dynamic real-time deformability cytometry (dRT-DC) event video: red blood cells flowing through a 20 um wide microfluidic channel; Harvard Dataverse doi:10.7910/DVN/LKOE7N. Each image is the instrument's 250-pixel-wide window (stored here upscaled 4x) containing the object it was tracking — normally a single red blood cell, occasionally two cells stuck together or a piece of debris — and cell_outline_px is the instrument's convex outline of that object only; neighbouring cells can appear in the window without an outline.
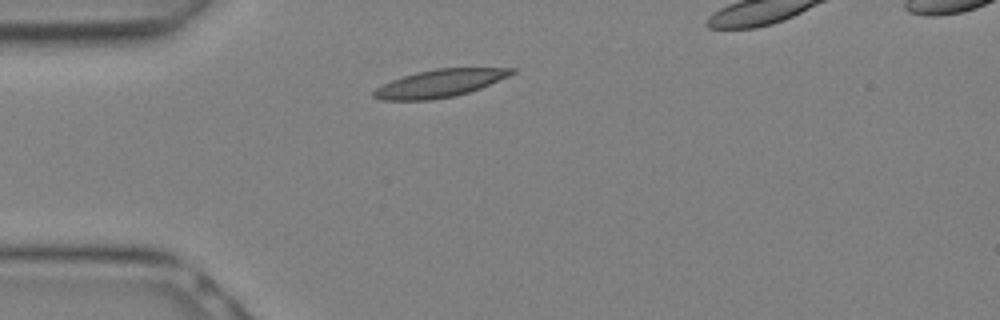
{"species": "Egyptian fruit bat (a non-hibernating species)", "species_latin": "Rousettus aegyptiacus", "temperature_condition": "warm", "stored_images_in_passage": 7, "camera_frame_rate_fps": 3000, "um_per_image_px": 0.085, "animal": {"sex": "female"}, "frame": {"image": 1, "passage_image": 1, "time_ms": 0.0, "image_size_px": [1000, 320], "cell_outline_px": [[516, 72], [508, 76], [480, 88], [456, 96], [432, 100], [380, 100], [372, 96], [372, 92], [376, 88], [392, 80], [416, 72], [436, 68], [516, 68]], "centroid_in_image_um": [37.36, 7.09], "position_along_channel_um": 47.6, "area_um2": 22.14}}
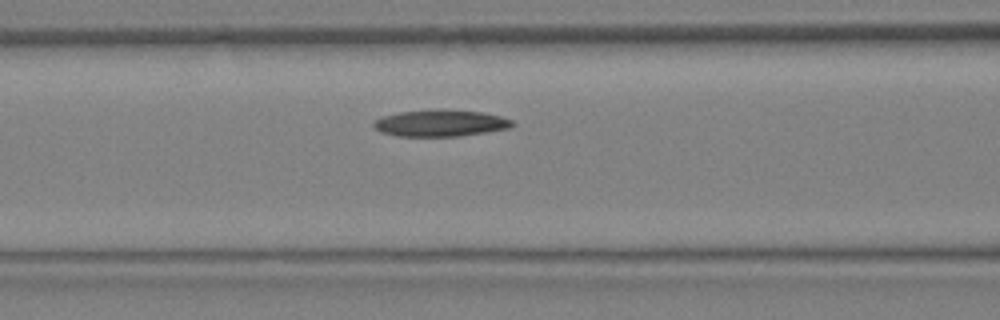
{"frame": {"image": 2, "passage_image": 5, "time_ms": 1.333, "image_size_px": [1000, 320], "cell_outline_px": [[516, 124], [512, 128], [460, 136], [396, 136], [380, 132], [372, 124], [380, 116], [400, 112], [440, 108], [484, 112], [500, 116], [512, 120]], "centroid_in_image_um": [37.47, 10.45], "position_along_channel_um": 129.1, "area_um2": 21.91}}
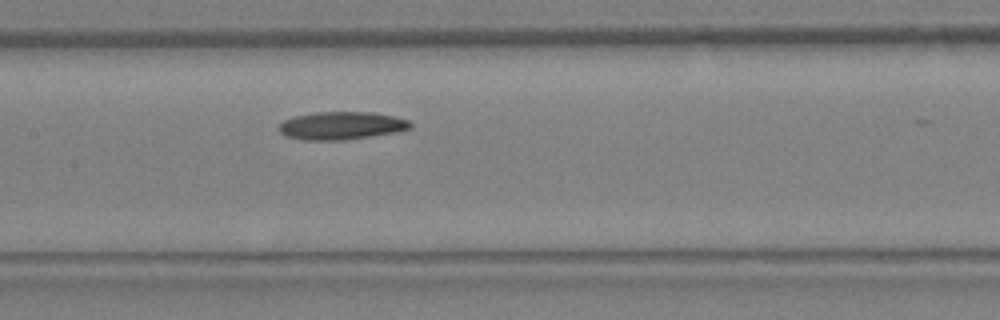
{"frame": {"image": 3, "passage_image": 7, "time_ms": 2.0, "image_size_px": [1000, 320], "cell_outline_px": [[412, 128], [396, 132], [344, 140], [304, 140], [284, 136], [276, 128], [284, 120], [296, 116], [316, 112], [372, 112], [396, 116], [408, 120], [412, 124]], "centroid_in_image_um": [29.02, 10.68], "position_along_channel_um": 178.4, "area_um2": 21.44}}